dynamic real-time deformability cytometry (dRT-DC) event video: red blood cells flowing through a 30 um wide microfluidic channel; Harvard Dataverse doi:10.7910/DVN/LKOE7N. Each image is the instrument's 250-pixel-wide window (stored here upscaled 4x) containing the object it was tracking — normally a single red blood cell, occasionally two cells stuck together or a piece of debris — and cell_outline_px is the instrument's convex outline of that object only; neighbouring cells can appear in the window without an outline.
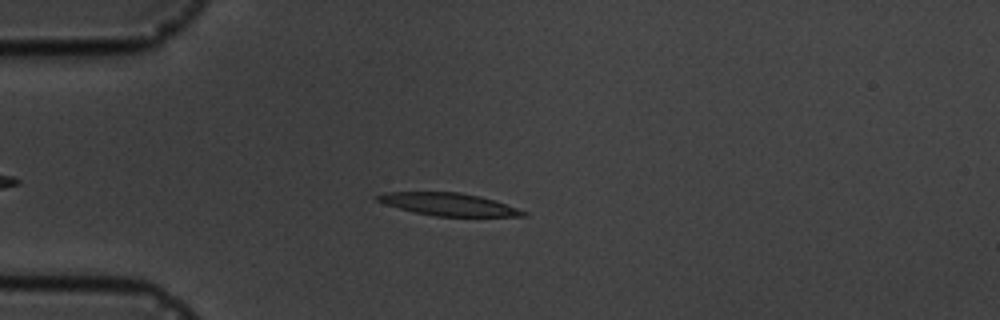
{"species": "common noctule bat (a hibernating species)", "species_latin": "Nyctalus noctula", "temperature_condition": "cold", "stored_images_in_passage": 14, "camera_frame_rate_fps": 3000, "um_per_image_px": 0.085, "animal": {"sex": "male", "body_mass_g": 19.5, "forearm_length_mm": 54.6}, "frame": {"image": 1, "passage_image": 3, "time_ms": 2.333, "image_size_px": [1000, 320], "cell_outline_px": [[528, 216], [436, 216], [416, 212], [400, 208], [376, 200], [372, 196], [384, 192], [460, 192], [480, 196], [528, 212]], "centroid_in_image_um": [38.11, 17.36], "position_along_channel_um": 46.9, "area_um2": 18.84}}
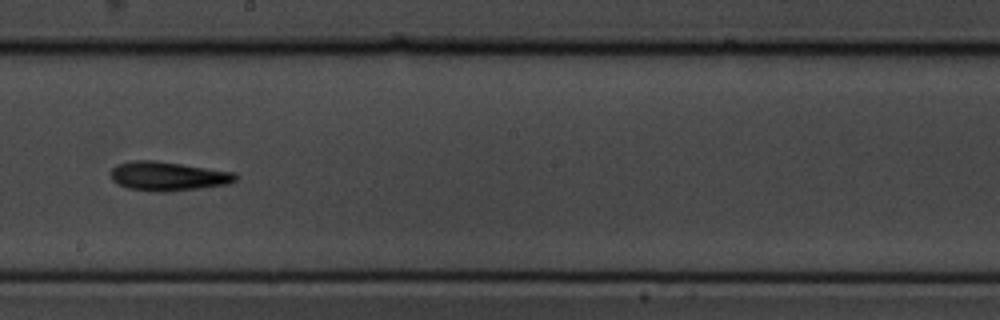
{"frame": {"image": 2, "passage_image": 8, "time_ms": 8.0, "image_size_px": [1000, 320], "cell_outline_px": [[240, 176], [236, 180], [228, 184], [200, 188], [168, 192], [156, 192], [128, 188], [116, 184], [112, 180], [108, 172], [116, 164], [136, 160], [156, 160], [236, 172]], "centroid_in_image_um": [14.27, 14.97], "position_along_channel_um": 233.9, "area_um2": 21.56}}
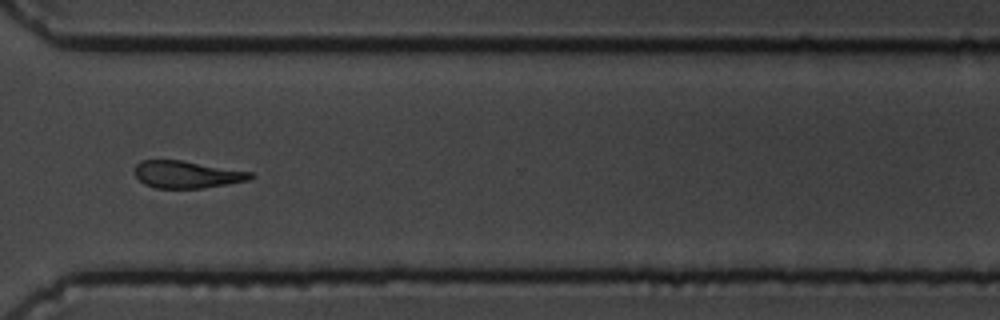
{"frame": {"image": 3, "passage_image": 11, "time_ms": 11.333, "image_size_px": [1000, 320], "cell_outline_px": [[256, 176], [248, 180], [228, 184], [204, 188], [156, 188], [144, 184], [136, 176], [136, 164], [140, 160], [180, 160], [252, 172]], "centroid_in_image_um": [15.9, 14.83], "position_along_channel_um": 354.7, "area_um2": 18.26}, "authors_computed_cell_mechanics": {"area_um2": 19.1318, "velocity_mm_per_s": 3.6227, "shape_relaxation_time_tau1_ms": 3.1459, "shape_relaxation_time_tau2_ms": 7.9401, "deformation_change_tau1": 0.1082, "deformation_change_tau2": 0.1996}}